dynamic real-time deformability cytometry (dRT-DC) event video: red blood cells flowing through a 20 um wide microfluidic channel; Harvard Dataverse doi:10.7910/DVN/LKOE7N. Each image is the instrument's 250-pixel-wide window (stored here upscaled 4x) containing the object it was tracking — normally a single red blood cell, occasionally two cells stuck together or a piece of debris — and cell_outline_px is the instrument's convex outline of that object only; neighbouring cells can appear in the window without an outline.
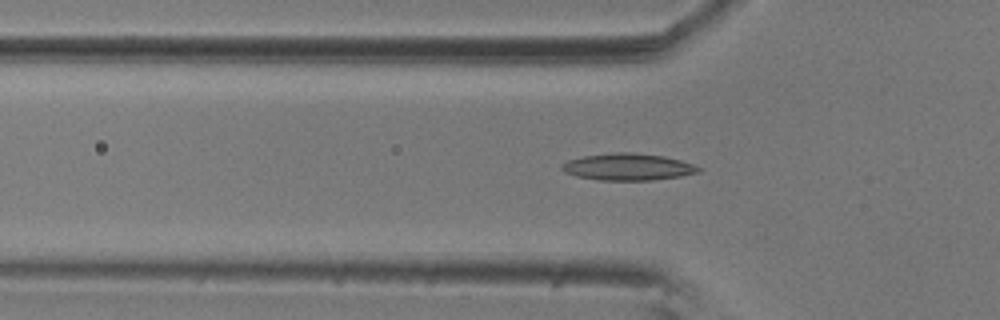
{"species": "common noctule bat (a hibernating species)", "species_latin": "Nyctalus noctula", "temperature_condition": "room temperature", "stored_images_in_passage": 49, "camera_frame_rate_fps": 3000, "um_per_image_px": 0.085, "animal": {"sex": "male", "body_mass_g": 20.5, "forearm_length_mm": 52.5}, "frame": {"image": 1, "passage_image": 18, "time_ms": 5.667, "image_size_px": [1000, 320], "cell_outline_px": [[700, 172], [680, 176], [652, 180], [600, 180], [576, 176], [564, 172], [560, 168], [560, 164], [568, 160], [584, 156], [616, 152], [632, 152], [664, 156], [680, 160], [692, 164], [700, 168]], "centroid_in_image_um": [53.34, 14.18], "position_along_channel_um": 72.5, "area_um2": 21.33}}
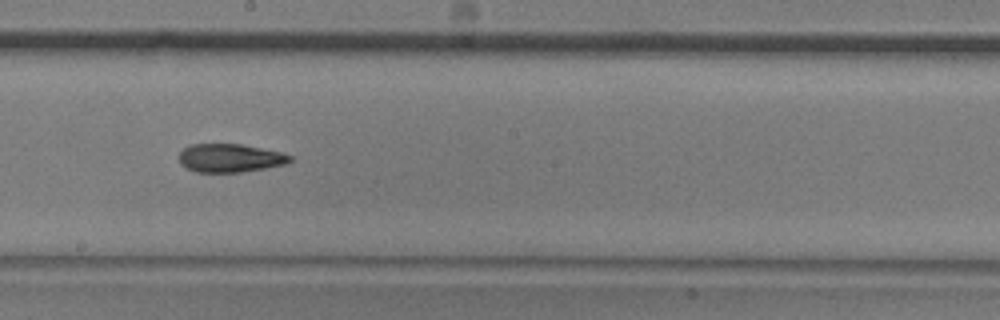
{"frame": {"image": 2, "passage_image": 31, "time_ms": 10.0, "image_size_px": [1000, 320], "cell_outline_px": [[292, 160], [284, 164], [264, 168], [240, 172], [196, 172], [180, 164], [180, 152], [188, 144], [240, 144], [280, 152], [292, 156]], "centroid_in_image_um": [19.52, 13.43], "position_along_channel_um": 228.7, "area_um2": 18.15}}
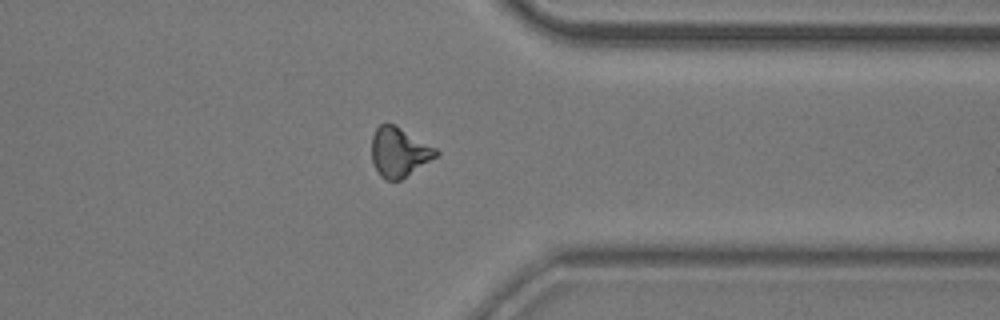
{"frame": {"image": 3, "passage_image": 44, "time_ms": 14.333, "image_size_px": [1000, 320], "cell_outline_px": [[440, 152], [436, 156], [400, 180], [388, 180], [380, 176], [372, 160], [372, 136], [376, 128], [380, 124], [392, 124], [400, 128], [436, 148]], "centroid_in_image_um": [33.9, 12.93], "position_along_channel_um": 377.5, "area_um2": 18.03}}